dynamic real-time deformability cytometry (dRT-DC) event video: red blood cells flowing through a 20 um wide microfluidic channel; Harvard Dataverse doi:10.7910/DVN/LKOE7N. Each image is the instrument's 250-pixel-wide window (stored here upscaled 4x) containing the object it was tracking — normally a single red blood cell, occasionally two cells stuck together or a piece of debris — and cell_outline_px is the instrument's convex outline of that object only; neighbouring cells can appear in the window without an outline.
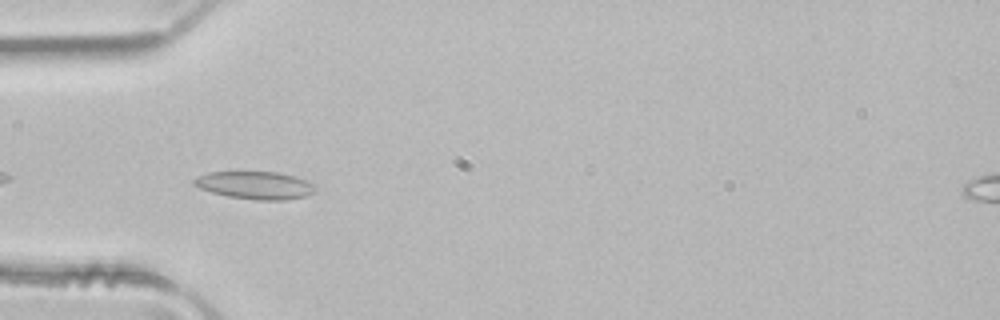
{"species": "common noctule bat (a hibernating species)", "species_latin": "Nyctalus noctula", "temperature_condition": "room temperature", "stored_images_in_passage": 4, "camera_frame_rate_fps": 3000, "um_per_image_px": 0.085, "animal": {"sex": "male", "body_mass_g": 21.5, "forearm_length_mm": 52.0}, "frame": {"image": 1, "passage_image": 3, "time_ms": 0.667, "image_size_px": [1000, 320], "cell_outline_px": [[316, 192], [304, 196], [288, 200], [256, 200], [228, 196], [212, 192], [200, 188], [192, 184], [192, 180], [196, 176], [208, 172], [276, 172], [292, 176], [316, 184]], "centroid_in_image_um": [21.68, 15.75], "position_along_channel_um": 63.3, "area_um2": 19.59}}
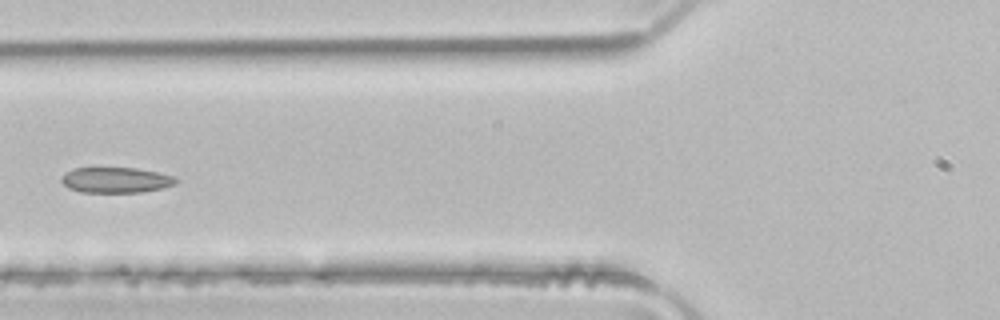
{"frame": {"image": 2, "passage_image": 4, "time_ms": 1.0, "image_size_px": [1000, 320], "cell_outline_px": [[176, 184], [164, 188], [144, 192], [80, 192], [68, 188], [60, 180], [72, 168], [136, 168], [156, 172], [172, 176], [176, 180]], "centroid_in_image_um": [9.85, 15.31], "position_along_channel_um": 115.9, "area_um2": 16.88}}